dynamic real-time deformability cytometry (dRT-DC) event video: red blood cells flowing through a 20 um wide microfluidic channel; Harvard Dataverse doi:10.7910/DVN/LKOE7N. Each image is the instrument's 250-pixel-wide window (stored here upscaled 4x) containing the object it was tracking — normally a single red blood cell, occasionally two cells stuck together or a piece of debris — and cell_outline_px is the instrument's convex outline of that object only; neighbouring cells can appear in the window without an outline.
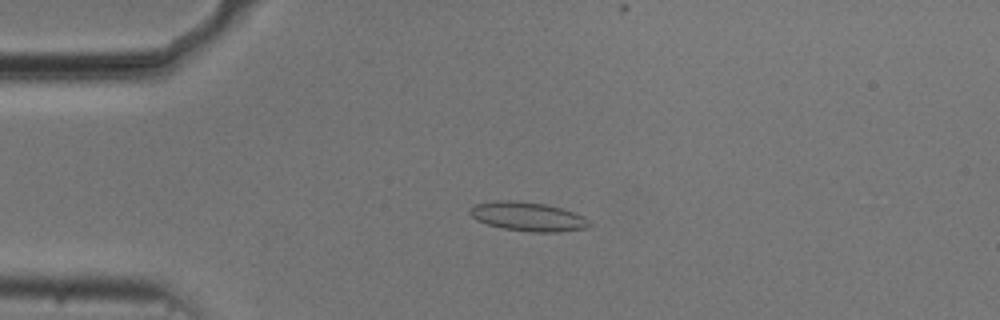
{"species": "common noctule bat (a hibernating species)", "species_latin": "Nyctalus noctula", "temperature_condition": "cold", "stored_images_in_passage": 53, "camera_frame_rate_fps": 3000, "um_per_image_px": 0.085, "animal": {"sex": "male", "body_mass_g": 20.5, "forearm_length_mm": 52.5}, "frame": {"image": 1, "passage_image": 12, "time_ms": 3.667, "image_size_px": [1000, 320], "cell_outline_px": [[592, 224], [588, 228], [556, 232], [532, 232], [504, 228], [488, 224], [476, 220], [468, 212], [476, 204], [496, 200], [516, 200], [544, 204], [560, 208], [584, 216]], "centroid_in_image_um": [44.88, 18.41], "position_along_channel_um": 40.1, "area_um2": 20.06}}
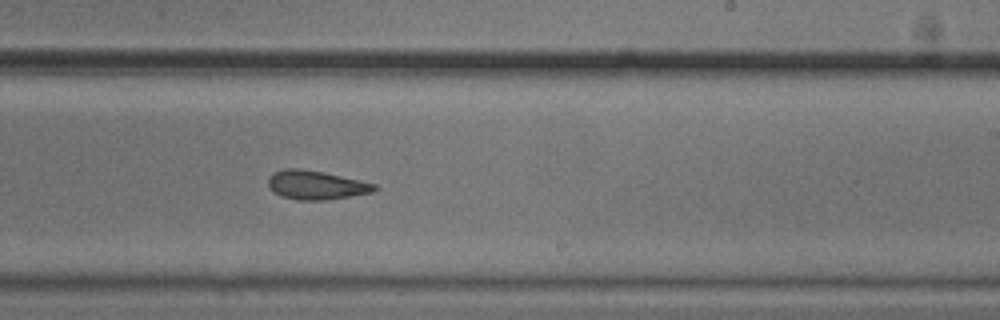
{"frame": {"image": 2, "passage_image": 32, "time_ms": 10.333, "image_size_px": [1000, 320], "cell_outline_px": [[380, 188], [376, 192], [324, 200], [300, 200], [284, 196], [276, 192], [268, 184], [268, 176], [272, 172], [284, 168], [300, 168], [324, 172], [360, 180], [376, 184]], "centroid_in_image_um": [26.92, 15.71], "position_along_channel_um": 262.1, "area_um2": 17.92}}
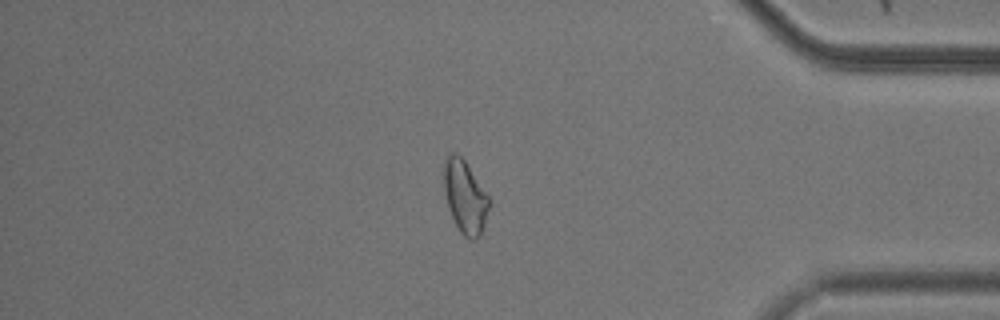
{"frame": {"image": 3, "passage_image": 45, "time_ms": 14.667, "image_size_px": [1000, 320], "cell_outline_px": [[492, 200], [480, 236], [476, 240], [472, 240], [464, 236], [460, 232], [452, 216], [444, 192], [444, 160], [452, 152], [456, 152], [464, 160]], "centroid_in_image_um": [39.55, 16.74], "position_along_channel_um": 395.6, "area_um2": 19.13}, "authors_computed_cell_mechanics": {"area_um2": 19.1318, "velocity_mm_per_s": 3.7369, "shape_relaxation_time_tau1_ms": null, "shape_relaxation_time_tau2_ms": 6.357, "deformation_change_tau1": null, "deformation_change_tau2": 0.1451}}